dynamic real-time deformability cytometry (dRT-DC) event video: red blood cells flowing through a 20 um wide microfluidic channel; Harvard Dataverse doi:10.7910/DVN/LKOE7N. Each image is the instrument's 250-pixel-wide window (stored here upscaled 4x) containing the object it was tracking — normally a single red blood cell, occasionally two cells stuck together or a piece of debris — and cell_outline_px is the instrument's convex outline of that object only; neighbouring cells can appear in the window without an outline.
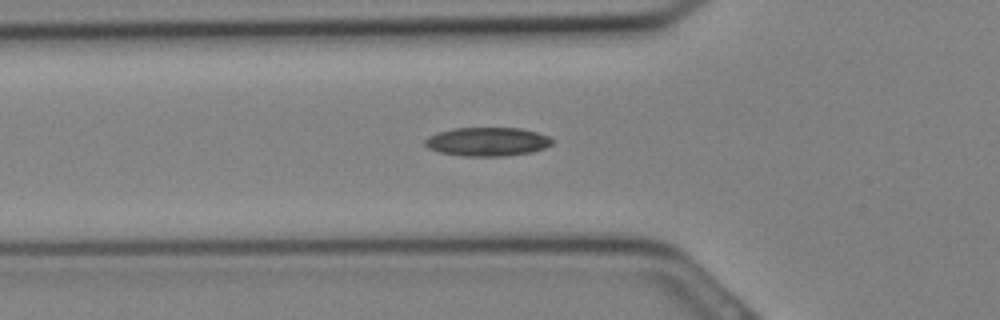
{"species": "Egyptian fruit bat (a non-hibernating species)", "species_latin": "Rousettus aegyptiacus", "temperature_condition": "cold", "stored_images_in_passage": 30, "camera_frame_rate_fps": 3000, "um_per_image_px": 0.085, "animal": {"sex": "female"}, "frame": {"image": 1, "passage_image": 10, "time_ms": 3.0, "image_size_px": [1000, 320], "cell_outline_px": [[552, 144], [544, 148], [532, 152], [504, 156], [464, 156], [440, 152], [428, 148], [424, 144], [424, 140], [428, 136], [452, 128], [520, 128], [536, 132], [548, 136], [552, 140]], "centroid_in_image_um": [41.41, 12.04], "position_along_channel_um": 84.4, "area_um2": 21.21}}
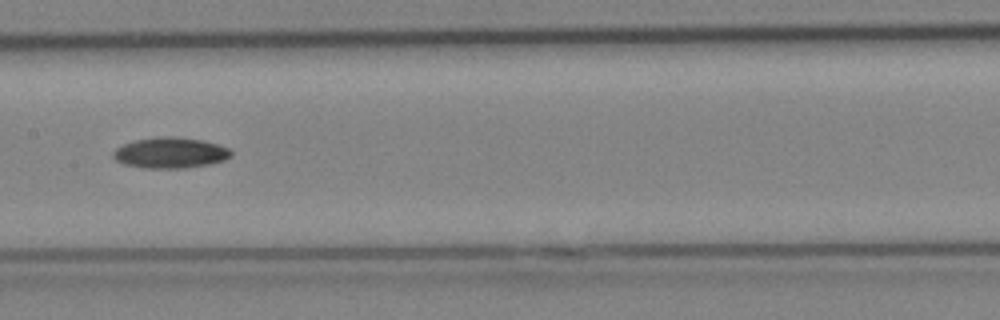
{"frame": {"image": 2, "passage_image": 15, "time_ms": 4.667, "image_size_px": [1000, 320], "cell_outline_px": [[232, 156], [224, 160], [208, 164], [184, 168], [148, 168], [124, 164], [116, 160], [112, 156], [112, 152], [116, 148], [124, 144], [136, 140], [164, 136], [172, 136], [204, 140], [228, 148], [232, 152]], "centroid_in_image_um": [14.48, 12.99], "position_along_channel_um": 192.9, "area_um2": 20.98}}
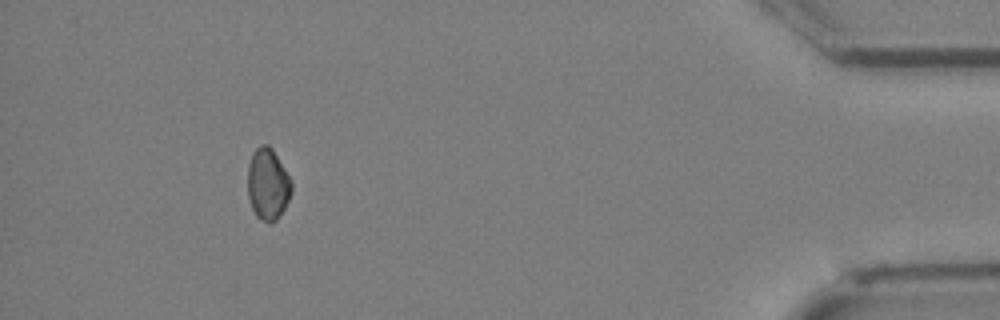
{"frame": {"image": 3, "passage_image": 28, "time_ms": 9.0, "image_size_px": [1000, 320], "cell_outline_px": [[292, 192], [284, 208], [276, 220], [272, 224], [268, 224], [260, 220], [256, 216], [252, 208], [248, 196], [248, 164], [252, 152], [260, 144], [268, 144], [272, 148], [292, 180]], "centroid_in_image_um": [22.76, 15.66], "position_along_channel_um": 412.4, "area_um2": 18.55}}